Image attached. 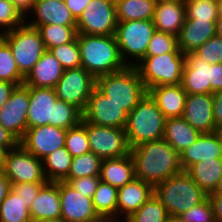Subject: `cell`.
<instances>
[{
  "mask_svg": "<svg viewBox=\"0 0 222 222\" xmlns=\"http://www.w3.org/2000/svg\"><path fill=\"white\" fill-rule=\"evenodd\" d=\"M165 121L155 101L146 93L127 117L125 133L130 149L144 142L162 139Z\"/></svg>",
  "mask_w": 222,
  "mask_h": 222,
  "instance_id": "277c9868",
  "label": "cell"
},
{
  "mask_svg": "<svg viewBox=\"0 0 222 222\" xmlns=\"http://www.w3.org/2000/svg\"><path fill=\"white\" fill-rule=\"evenodd\" d=\"M39 30L46 50L56 46L73 42L78 35L76 26L64 25H39Z\"/></svg>",
  "mask_w": 222,
  "mask_h": 222,
  "instance_id": "836d02e7",
  "label": "cell"
},
{
  "mask_svg": "<svg viewBox=\"0 0 222 222\" xmlns=\"http://www.w3.org/2000/svg\"><path fill=\"white\" fill-rule=\"evenodd\" d=\"M86 127L90 151L103 159L130 154L125 128L98 126L81 120Z\"/></svg>",
  "mask_w": 222,
  "mask_h": 222,
  "instance_id": "30bf717a",
  "label": "cell"
},
{
  "mask_svg": "<svg viewBox=\"0 0 222 222\" xmlns=\"http://www.w3.org/2000/svg\"><path fill=\"white\" fill-rule=\"evenodd\" d=\"M116 5L109 0H90L76 21L78 34L115 35Z\"/></svg>",
  "mask_w": 222,
  "mask_h": 222,
  "instance_id": "7c38bea8",
  "label": "cell"
},
{
  "mask_svg": "<svg viewBox=\"0 0 222 222\" xmlns=\"http://www.w3.org/2000/svg\"><path fill=\"white\" fill-rule=\"evenodd\" d=\"M66 132V129L52 125L28 128L19 143L42 160L52 151L65 147Z\"/></svg>",
  "mask_w": 222,
  "mask_h": 222,
  "instance_id": "9a60e30c",
  "label": "cell"
},
{
  "mask_svg": "<svg viewBox=\"0 0 222 222\" xmlns=\"http://www.w3.org/2000/svg\"><path fill=\"white\" fill-rule=\"evenodd\" d=\"M11 189L10 180L5 176L2 169H0V204L6 198Z\"/></svg>",
  "mask_w": 222,
  "mask_h": 222,
  "instance_id": "6f0895ef",
  "label": "cell"
},
{
  "mask_svg": "<svg viewBox=\"0 0 222 222\" xmlns=\"http://www.w3.org/2000/svg\"><path fill=\"white\" fill-rule=\"evenodd\" d=\"M55 89L29 87L28 128L51 125L54 122Z\"/></svg>",
  "mask_w": 222,
  "mask_h": 222,
  "instance_id": "d6986e66",
  "label": "cell"
},
{
  "mask_svg": "<svg viewBox=\"0 0 222 222\" xmlns=\"http://www.w3.org/2000/svg\"><path fill=\"white\" fill-rule=\"evenodd\" d=\"M211 64L194 52L185 55L181 86L187 94H211Z\"/></svg>",
  "mask_w": 222,
  "mask_h": 222,
  "instance_id": "ac0fdd59",
  "label": "cell"
},
{
  "mask_svg": "<svg viewBox=\"0 0 222 222\" xmlns=\"http://www.w3.org/2000/svg\"><path fill=\"white\" fill-rule=\"evenodd\" d=\"M154 194L170 217H178L208 197L186 171L157 183L154 186Z\"/></svg>",
  "mask_w": 222,
  "mask_h": 222,
  "instance_id": "3957f363",
  "label": "cell"
},
{
  "mask_svg": "<svg viewBox=\"0 0 222 222\" xmlns=\"http://www.w3.org/2000/svg\"><path fill=\"white\" fill-rule=\"evenodd\" d=\"M65 148L73 158L90 152L87 130L81 122L67 129Z\"/></svg>",
  "mask_w": 222,
  "mask_h": 222,
  "instance_id": "60d3db41",
  "label": "cell"
},
{
  "mask_svg": "<svg viewBox=\"0 0 222 222\" xmlns=\"http://www.w3.org/2000/svg\"><path fill=\"white\" fill-rule=\"evenodd\" d=\"M201 133L183 117L165 121L164 139L180 154L193 144Z\"/></svg>",
  "mask_w": 222,
  "mask_h": 222,
  "instance_id": "f1b7e54d",
  "label": "cell"
},
{
  "mask_svg": "<svg viewBox=\"0 0 222 222\" xmlns=\"http://www.w3.org/2000/svg\"><path fill=\"white\" fill-rule=\"evenodd\" d=\"M118 218L112 216H98L95 219L89 220L88 222H118Z\"/></svg>",
  "mask_w": 222,
  "mask_h": 222,
  "instance_id": "680465c9",
  "label": "cell"
},
{
  "mask_svg": "<svg viewBox=\"0 0 222 222\" xmlns=\"http://www.w3.org/2000/svg\"><path fill=\"white\" fill-rule=\"evenodd\" d=\"M130 154L136 179L153 186L183 171L179 153L164 138L131 148Z\"/></svg>",
  "mask_w": 222,
  "mask_h": 222,
  "instance_id": "6da1fadb",
  "label": "cell"
},
{
  "mask_svg": "<svg viewBox=\"0 0 222 222\" xmlns=\"http://www.w3.org/2000/svg\"><path fill=\"white\" fill-rule=\"evenodd\" d=\"M0 37L10 46L19 72L24 78L46 51L39 30L26 23Z\"/></svg>",
  "mask_w": 222,
  "mask_h": 222,
  "instance_id": "ba28073f",
  "label": "cell"
},
{
  "mask_svg": "<svg viewBox=\"0 0 222 222\" xmlns=\"http://www.w3.org/2000/svg\"><path fill=\"white\" fill-rule=\"evenodd\" d=\"M72 159L65 147L56 149L43 158V172L47 182L64 181L68 177Z\"/></svg>",
  "mask_w": 222,
  "mask_h": 222,
  "instance_id": "4dcf8cb0",
  "label": "cell"
},
{
  "mask_svg": "<svg viewBox=\"0 0 222 222\" xmlns=\"http://www.w3.org/2000/svg\"><path fill=\"white\" fill-rule=\"evenodd\" d=\"M192 180L209 196L214 193L222 176V158L204 160L192 165L186 171Z\"/></svg>",
  "mask_w": 222,
  "mask_h": 222,
  "instance_id": "f546056e",
  "label": "cell"
},
{
  "mask_svg": "<svg viewBox=\"0 0 222 222\" xmlns=\"http://www.w3.org/2000/svg\"><path fill=\"white\" fill-rule=\"evenodd\" d=\"M219 15H222V0L218 1Z\"/></svg>",
  "mask_w": 222,
  "mask_h": 222,
  "instance_id": "03108f58",
  "label": "cell"
},
{
  "mask_svg": "<svg viewBox=\"0 0 222 222\" xmlns=\"http://www.w3.org/2000/svg\"><path fill=\"white\" fill-rule=\"evenodd\" d=\"M186 19L217 20L219 15L217 0H184Z\"/></svg>",
  "mask_w": 222,
  "mask_h": 222,
  "instance_id": "ab89813d",
  "label": "cell"
},
{
  "mask_svg": "<svg viewBox=\"0 0 222 222\" xmlns=\"http://www.w3.org/2000/svg\"><path fill=\"white\" fill-rule=\"evenodd\" d=\"M64 69L56 57L46 50L24 78V85L36 88H55Z\"/></svg>",
  "mask_w": 222,
  "mask_h": 222,
  "instance_id": "4316f807",
  "label": "cell"
},
{
  "mask_svg": "<svg viewBox=\"0 0 222 222\" xmlns=\"http://www.w3.org/2000/svg\"><path fill=\"white\" fill-rule=\"evenodd\" d=\"M99 178L116 188L123 187L132 182L135 177V165L131 154L103 159L101 163Z\"/></svg>",
  "mask_w": 222,
  "mask_h": 222,
  "instance_id": "83f0119b",
  "label": "cell"
},
{
  "mask_svg": "<svg viewBox=\"0 0 222 222\" xmlns=\"http://www.w3.org/2000/svg\"><path fill=\"white\" fill-rule=\"evenodd\" d=\"M164 222H180L177 217H168Z\"/></svg>",
  "mask_w": 222,
  "mask_h": 222,
  "instance_id": "e7e4bbea",
  "label": "cell"
},
{
  "mask_svg": "<svg viewBox=\"0 0 222 222\" xmlns=\"http://www.w3.org/2000/svg\"><path fill=\"white\" fill-rule=\"evenodd\" d=\"M169 217L166 208L153 194L136 212L125 222H164Z\"/></svg>",
  "mask_w": 222,
  "mask_h": 222,
  "instance_id": "8d00e7d4",
  "label": "cell"
},
{
  "mask_svg": "<svg viewBox=\"0 0 222 222\" xmlns=\"http://www.w3.org/2000/svg\"><path fill=\"white\" fill-rule=\"evenodd\" d=\"M216 35V20L186 19L177 36L178 48L186 55Z\"/></svg>",
  "mask_w": 222,
  "mask_h": 222,
  "instance_id": "cb8c5ba5",
  "label": "cell"
},
{
  "mask_svg": "<svg viewBox=\"0 0 222 222\" xmlns=\"http://www.w3.org/2000/svg\"><path fill=\"white\" fill-rule=\"evenodd\" d=\"M81 67L95 79L126 67L114 35L78 34Z\"/></svg>",
  "mask_w": 222,
  "mask_h": 222,
  "instance_id": "7a4b0ae2",
  "label": "cell"
},
{
  "mask_svg": "<svg viewBox=\"0 0 222 222\" xmlns=\"http://www.w3.org/2000/svg\"><path fill=\"white\" fill-rule=\"evenodd\" d=\"M147 93L155 101L166 119L183 116L187 92L181 84L151 87Z\"/></svg>",
  "mask_w": 222,
  "mask_h": 222,
  "instance_id": "d4e9b609",
  "label": "cell"
},
{
  "mask_svg": "<svg viewBox=\"0 0 222 222\" xmlns=\"http://www.w3.org/2000/svg\"><path fill=\"white\" fill-rule=\"evenodd\" d=\"M96 86V79L83 67L66 69L55 86L59 100L74 105L81 112Z\"/></svg>",
  "mask_w": 222,
  "mask_h": 222,
  "instance_id": "9c48e42d",
  "label": "cell"
},
{
  "mask_svg": "<svg viewBox=\"0 0 222 222\" xmlns=\"http://www.w3.org/2000/svg\"><path fill=\"white\" fill-rule=\"evenodd\" d=\"M214 133L217 135L220 143L222 144V125L216 126Z\"/></svg>",
  "mask_w": 222,
  "mask_h": 222,
  "instance_id": "6125c7cd",
  "label": "cell"
},
{
  "mask_svg": "<svg viewBox=\"0 0 222 222\" xmlns=\"http://www.w3.org/2000/svg\"><path fill=\"white\" fill-rule=\"evenodd\" d=\"M0 81L14 83L17 86L24 83L14 60L10 46L0 37Z\"/></svg>",
  "mask_w": 222,
  "mask_h": 222,
  "instance_id": "74e56055",
  "label": "cell"
},
{
  "mask_svg": "<svg viewBox=\"0 0 222 222\" xmlns=\"http://www.w3.org/2000/svg\"><path fill=\"white\" fill-rule=\"evenodd\" d=\"M7 152L8 150L3 145H0V169L3 167Z\"/></svg>",
  "mask_w": 222,
  "mask_h": 222,
  "instance_id": "94428289",
  "label": "cell"
},
{
  "mask_svg": "<svg viewBox=\"0 0 222 222\" xmlns=\"http://www.w3.org/2000/svg\"><path fill=\"white\" fill-rule=\"evenodd\" d=\"M29 108V87L16 86L11 96L0 109V124L12 133L19 141L24 137Z\"/></svg>",
  "mask_w": 222,
  "mask_h": 222,
  "instance_id": "5bb4252c",
  "label": "cell"
},
{
  "mask_svg": "<svg viewBox=\"0 0 222 222\" xmlns=\"http://www.w3.org/2000/svg\"><path fill=\"white\" fill-rule=\"evenodd\" d=\"M49 51L60 62L64 70L81 67V57L77 38L73 42L56 46Z\"/></svg>",
  "mask_w": 222,
  "mask_h": 222,
  "instance_id": "b9f144b4",
  "label": "cell"
},
{
  "mask_svg": "<svg viewBox=\"0 0 222 222\" xmlns=\"http://www.w3.org/2000/svg\"><path fill=\"white\" fill-rule=\"evenodd\" d=\"M14 6L20 11V13L26 17V14H29L30 11L32 10L36 0H10Z\"/></svg>",
  "mask_w": 222,
  "mask_h": 222,
  "instance_id": "9f6ffc18",
  "label": "cell"
},
{
  "mask_svg": "<svg viewBox=\"0 0 222 222\" xmlns=\"http://www.w3.org/2000/svg\"><path fill=\"white\" fill-rule=\"evenodd\" d=\"M17 85L7 81H0V109L11 96L12 91Z\"/></svg>",
  "mask_w": 222,
  "mask_h": 222,
  "instance_id": "11a10c76",
  "label": "cell"
},
{
  "mask_svg": "<svg viewBox=\"0 0 222 222\" xmlns=\"http://www.w3.org/2000/svg\"><path fill=\"white\" fill-rule=\"evenodd\" d=\"M19 140L0 124V145H3L7 150L16 147Z\"/></svg>",
  "mask_w": 222,
  "mask_h": 222,
  "instance_id": "f5cc1de1",
  "label": "cell"
},
{
  "mask_svg": "<svg viewBox=\"0 0 222 222\" xmlns=\"http://www.w3.org/2000/svg\"><path fill=\"white\" fill-rule=\"evenodd\" d=\"M180 222H215L214 208L209 197L177 217Z\"/></svg>",
  "mask_w": 222,
  "mask_h": 222,
  "instance_id": "f6af8a7d",
  "label": "cell"
},
{
  "mask_svg": "<svg viewBox=\"0 0 222 222\" xmlns=\"http://www.w3.org/2000/svg\"><path fill=\"white\" fill-rule=\"evenodd\" d=\"M24 23L25 17L10 0H0V35L12 31Z\"/></svg>",
  "mask_w": 222,
  "mask_h": 222,
  "instance_id": "7bdbcfd3",
  "label": "cell"
},
{
  "mask_svg": "<svg viewBox=\"0 0 222 222\" xmlns=\"http://www.w3.org/2000/svg\"><path fill=\"white\" fill-rule=\"evenodd\" d=\"M185 55L171 52L145 56L135 65L146 90L160 85L181 84Z\"/></svg>",
  "mask_w": 222,
  "mask_h": 222,
  "instance_id": "8992f818",
  "label": "cell"
},
{
  "mask_svg": "<svg viewBox=\"0 0 222 222\" xmlns=\"http://www.w3.org/2000/svg\"><path fill=\"white\" fill-rule=\"evenodd\" d=\"M154 186L140 179H134L123 187L118 188L117 218L123 220L136 212L152 195Z\"/></svg>",
  "mask_w": 222,
  "mask_h": 222,
  "instance_id": "44dd1931",
  "label": "cell"
},
{
  "mask_svg": "<svg viewBox=\"0 0 222 222\" xmlns=\"http://www.w3.org/2000/svg\"><path fill=\"white\" fill-rule=\"evenodd\" d=\"M216 36L222 38V15H218L216 20Z\"/></svg>",
  "mask_w": 222,
  "mask_h": 222,
  "instance_id": "91938a15",
  "label": "cell"
},
{
  "mask_svg": "<svg viewBox=\"0 0 222 222\" xmlns=\"http://www.w3.org/2000/svg\"><path fill=\"white\" fill-rule=\"evenodd\" d=\"M96 87L128 114L147 93L135 66L98 77Z\"/></svg>",
  "mask_w": 222,
  "mask_h": 222,
  "instance_id": "5b68a950",
  "label": "cell"
},
{
  "mask_svg": "<svg viewBox=\"0 0 222 222\" xmlns=\"http://www.w3.org/2000/svg\"><path fill=\"white\" fill-rule=\"evenodd\" d=\"M2 171L11 184L47 182L42 160L29 153L20 143L8 150Z\"/></svg>",
  "mask_w": 222,
  "mask_h": 222,
  "instance_id": "8fae6325",
  "label": "cell"
},
{
  "mask_svg": "<svg viewBox=\"0 0 222 222\" xmlns=\"http://www.w3.org/2000/svg\"><path fill=\"white\" fill-rule=\"evenodd\" d=\"M30 12L36 17L30 21L25 18V23L34 28L47 24L76 26L75 18L61 0H36Z\"/></svg>",
  "mask_w": 222,
  "mask_h": 222,
  "instance_id": "ffe728a7",
  "label": "cell"
},
{
  "mask_svg": "<svg viewBox=\"0 0 222 222\" xmlns=\"http://www.w3.org/2000/svg\"><path fill=\"white\" fill-rule=\"evenodd\" d=\"M61 219L66 222H88L99 215L92 198L80 194L65 181L59 182Z\"/></svg>",
  "mask_w": 222,
  "mask_h": 222,
  "instance_id": "2e32d148",
  "label": "cell"
},
{
  "mask_svg": "<svg viewBox=\"0 0 222 222\" xmlns=\"http://www.w3.org/2000/svg\"><path fill=\"white\" fill-rule=\"evenodd\" d=\"M186 20L184 0H160L156 3L154 26L156 31L178 36Z\"/></svg>",
  "mask_w": 222,
  "mask_h": 222,
  "instance_id": "7402d4cb",
  "label": "cell"
},
{
  "mask_svg": "<svg viewBox=\"0 0 222 222\" xmlns=\"http://www.w3.org/2000/svg\"><path fill=\"white\" fill-rule=\"evenodd\" d=\"M208 197L214 208L215 222H222V194L212 193Z\"/></svg>",
  "mask_w": 222,
  "mask_h": 222,
  "instance_id": "db71d44e",
  "label": "cell"
},
{
  "mask_svg": "<svg viewBox=\"0 0 222 222\" xmlns=\"http://www.w3.org/2000/svg\"><path fill=\"white\" fill-rule=\"evenodd\" d=\"M156 0H123L116 4L117 22L153 20Z\"/></svg>",
  "mask_w": 222,
  "mask_h": 222,
  "instance_id": "1f68e13d",
  "label": "cell"
},
{
  "mask_svg": "<svg viewBox=\"0 0 222 222\" xmlns=\"http://www.w3.org/2000/svg\"><path fill=\"white\" fill-rule=\"evenodd\" d=\"M101 163L102 159L91 151L74 157L72 159L68 177L64 181L68 183L71 179L99 176Z\"/></svg>",
  "mask_w": 222,
  "mask_h": 222,
  "instance_id": "d590c367",
  "label": "cell"
},
{
  "mask_svg": "<svg viewBox=\"0 0 222 222\" xmlns=\"http://www.w3.org/2000/svg\"><path fill=\"white\" fill-rule=\"evenodd\" d=\"M179 156L182 170L187 171L200 161L222 158V144L215 133H201Z\"/></svg>",
  "mask_w": 222,
  "mask_h": 222,
  "instance_id": "484cf974",
  "label": "cell"
},
{
  "mask_svg": "<svg viewBox=\"0 0 222 222\" xmlns=\"http://www.w3.org/2000/svg\"><path fill=\"white\" fill-rule=\"evenodd\" d=\"M109 1L116 5V4H118L120 1H123V0H109Z\"/></svg>",
  "mask_w": 222,
  "mask_h": 222,
  "instance_id": "a7ac6f4b",
  "label": "cell"
},
{
  "mask_svg": "<svg viewBox=\"0 0 222 222\" xmlns=\"http://www.w3.org/2000/svg\"><path fill=\"white\" fill-rule=\"evenodd\" d=\"M214 193L222 194V176H221V178L219 179L218 185H217Z\"/></svg>",
  "mask_w": 222,
  "mask_h": 222,
  "instance_id": "be15d7a7",
  "label": "cell"
},
{
  "mask_svg": "<svg viewBox=\"0 0 222 222\" xmlns=\"http://www.w3.org/2000/svg\"><path fill=\"white\" fill-rule=\"evenodd\" d=\"M117 194L118 188L100 180L92 197L98 215L117 218Z\"/></svg>",
  "mask_w": 222,
  "mask_h": 222,
  "instance_id": "e575fe53",
  "label": "cell"
},
{
  "mask_svg": "<svg viewBox=\"0 0 222 222\" xmlns=\"http://www.w3.org/2000/svg\"><path fill=\"white\" fill-rule=\"evenodd\" d=\"M99 182V176H87L71 179L68 184L77 190L80 194L92 198Z\"/></svg>",
  "mask_w": 222,
  "mask_h": 222,
  "instance_id": "c3c4849f",
  "label": "cell"
},
{
  "mask_svg": "<svg viewBox=\"0 0 222 222\" xmlns=\"http://www.w3.org/2000/svg\"><path fill=\"white\" fill-rule=\"evenodd\" d=\"M194 53L209 64L222 63V38L216 35L211 37Z\"/></svg>",
  "mask_w": 222,
  "mask_h": 222,
  "instance_id": "bcb514c9",
  "label": "cell"
},
{
  "mask_svg": "<svg viewBox=\"0 0 222 222\" xmlns=\"http://www.w3.org/2000/svg\"><path fill=\"white\" fill-rule=\"evenodd\" d=\"M90 0H64L66 7L77 21L87 7Z\"/></svg>",
  "mask_w": 222,
  "mask_h": 222,
  "instance_id": "f907efd6",
  "label": "cell"
},
{
  "mask_svg": "<svg viewBox=\"0 0 222 222\" xmlns=\"http://www.w3.org/2000/svg\"><path fill=\"white\" fill-rule=\"evenodd\" d=\"M46 182H32V183H18L11 184V190L18 194L20 198L27 203V207L30 209L33 200L38 195L40 188Z\"/></svg>",
  "mask_w": 222,
  "mask_h": 222,
  "instance_id": "7dc6e473",
  "label": "cell"
},
{
  "mask_svg": "<svg viewBox=\"0 0 222 222\" xmlns=\"http://www.w3.org/2000/svg\"><path fill=\"white\" fill-rule=\"evenodd\" d=\"M40 222H66V221L59 219V220L40 221Z\"/></svg>",
  "mask_w": 222,
  "mask_h": 222,
  "instance_id": "003e7915",
  "label": "cell"
},
{
  "mask_svg": "<svg viewBox=\"0 0 222 222\" xmlns=\"http://www.w3.org/2000/svg\"><path fill=\"white\" fill-rule=\"evenodd\" d=\"M213 96V117L215 125H222V91L212 94Z\"/></svg>",
  "mask_w": 222,
  "mask_h": 222,
  "instance_id": "816d5d0a",
  "label": "cell"
},
{
  "mask_svg": "<svg viewBox=\"0 0 222 222\" xmlns=\"http://www.w3.org/2000/svg\"><path fill=\"white\" fill-rule=\"evenodd\" d=\"M155 31L153 20L117 22L114 36L120 56L126 66H135L145 57L149 42ZM128 60L133 61H130V63Z\"/></svg>",
  "mask_w": 222,
  "mask_h": 222,
  "instance_id": "52a82bcc",
  "label": "cell"
},
{
  "mask_svg": "<svg viewBox=\"0 0 222 222\" xmlns=\"http://www.w3.org/2000/svg\"><path fill=\"white\" fill-rule=\"evenodd\" d=\"M128 113L118 104L111 101L96 86L88 99L82 120L98 126L125 128Z\"/></svg>",
  "mask_w": 222,
  "mask_h": 222,
  "instance_id": "4fadbf2b",
  "label": "cell"
},
{
  "mask_svg": "<svg viewBox=\"0 0 222 222\" xmlns=\"http://www.w3.org/2000/svg\"><path fill=\"white\" fill-rule=\"evenodd\" d=\"M82 120V112L74 105L57 99L54 103V122L51 125L62 129L77 126Z\"/></svg>",
  "mask_w": 222,
  "mask_h": 222,
  "instance_id": "f35d334b",
  "label": "cell"
},
{
  "mask_svg": "<svg viewBox=\"0 0 222 222\" xmlns=\"http://www.w3.org/2000/svg\"><path fill=\"white\" fill-rule=\"evenodd\" d=\"M171 52H181L178 48L177 37L164 32L155 31L149 42L145 56H156Z\"/></svg>",
  "mask_w": 222,
  "mask_h": 222,
  "instance_id": "ee69618b",
  "label": "cell"
},
{
  "mask_svg": "<svg viewBox=\"0 0 222 222\" xmlns=\"http://www.w3.org/2000/svg\"><path fill=\"white\" fill-rule=\"evenodd\" d=\"M32 222L61 219L59 182H46L30 207Z\"/></svg>",
  "mask_w": 222,
  "mask_h": 222,
  "instance_id": "603a6c76",
  "label": "cell"
},
{
  "mask_svg": "<svg viewBox=\"0 0 222 222\" xmlns=\"http://www.w3.org/2000/svg\"><path fill=\"white\" fill-rule=\"evenodd\" d=\"M182 117L200 133H214L212 94H187Z\"/></svg>",
  "mask_w": 222,
  "mask_h": 222,
  "instance_id": "e0dca14e",
  "label": "cell"
},
{
  "mask_svg": "<svg viewBox=\"0 0 222 222\" xmlns=\"http://www.w3.org/2000/svg\"><path fill=\"white\" fill-rule=\"evenodd\" d=\"M211 94L222 91V63L211 64Z\"/></svg>",
  "mask_w": 222,
  "mask_h": 222,
  "instance_id": "681fc988",
  "label": "cell"
},
{
  "mask_svg": "<svg viewBox=\"0 0 222 222\" xmlns=\"http://www.w3.org/2000/svg\"><path fill=\"white\" fill-rule=\"evenodd\" d=\"M0 222H32L27 203L11 189L0 204Z\"/></svg>",
  "mask_w": 222,
  "mask_h": 222,
  "instance_id": "d6a6232c",
  "label": "cell"
}]
</instances>
